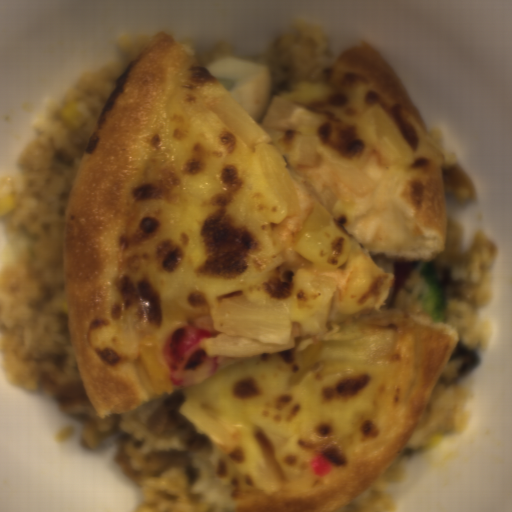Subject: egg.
Wrapping results in <instances>:
<instances>
[{"mask_svg": "<svg viewBox=\"0 0 512 512\" xmlns=\"http://www.w3.org/2000/svg\"><path fill=\"white\" fill-rule=\"evenodd\" d=\"M205 67L260 125L272 100L266 64L233 54L218 57Z\"/></svg>", "mask_w": 512, "mask_h": 512, "instance_id": "d2b9013d", "label": "egg"}]
</instances>
